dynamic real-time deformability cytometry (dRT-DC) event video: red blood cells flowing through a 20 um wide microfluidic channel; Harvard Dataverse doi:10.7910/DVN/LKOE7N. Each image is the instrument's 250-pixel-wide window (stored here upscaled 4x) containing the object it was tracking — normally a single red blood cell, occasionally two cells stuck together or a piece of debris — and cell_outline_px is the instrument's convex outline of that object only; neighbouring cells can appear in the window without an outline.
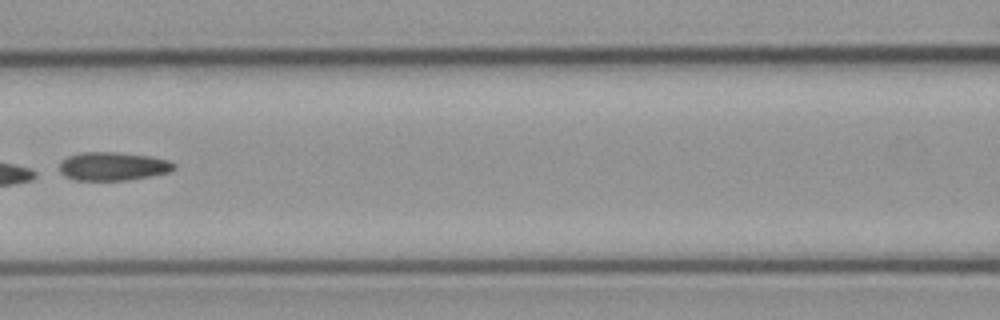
{"species": "common noctule bat (a hibernating species)", "species_latin": "Nyctalus noctula", "temperature_condition": "cold", "stored_images_in_passage": 6, "camera_frame_rate_fps": 3000, "um_per_image_px": 0.085, "animal": {"sex": "male", "body_mass_g": 23.1, "forearm_length_mm": 52.7}, "frame": {"image": 1, "passage_image": 6, "time_ms": 6.667, "image_size_px": [1000, 320], "cell_outline_px": [[176, 168], [168, 172], [152, 176], [128, 180], [76, 180], [64, 176], [60, 172], [60, 164], [68, 156], [80, 152], [116, 152], [148, 156], [168, 160], [176, 164]], "centroid_in_image_um": [9.61, 14.14], "position_along_channel_um": 157.0, "area_um2": 18.96}}